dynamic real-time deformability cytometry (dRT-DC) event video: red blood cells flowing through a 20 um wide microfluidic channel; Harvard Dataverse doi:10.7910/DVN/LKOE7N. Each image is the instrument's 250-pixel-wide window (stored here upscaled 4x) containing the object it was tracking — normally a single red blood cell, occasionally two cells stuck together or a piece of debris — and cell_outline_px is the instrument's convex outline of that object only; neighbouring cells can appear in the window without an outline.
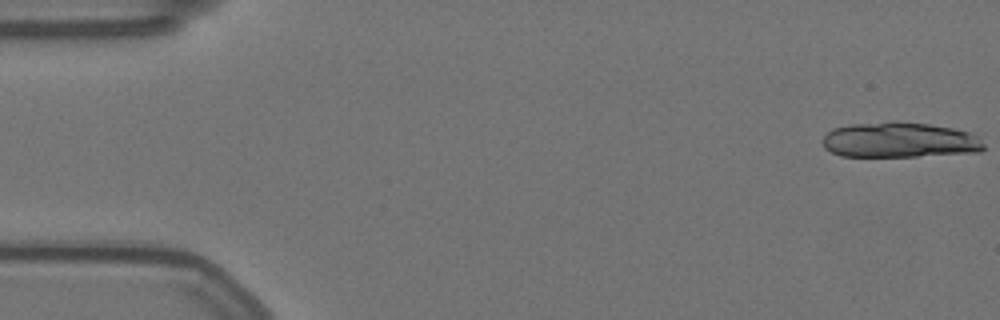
{"species": "Egyptian fruit bat (a non-hibernating species)", "species_latin": "Rousettus aegyptiacus", "temperature_condition": "warm", "stored_images_in_passage": 18, "camera_frame_rate_fps": 3000, "um_per_image_px": 0.085, "animal": {"sex": "female"}, "frame": {"image": 1, "passage_image": 1, "time_ms": 0.0, "image_size_px": [1000, 320], "cell_outline_px": [[984, 148], [980, 152], [916, 156], [840, 156], [824, 148], [824, 136], [832, 128], [852, 124], [928, 124], [952, 128], [968, 132], [976, 136], [984, 144]], "centroid_in_image_um": [76.47, 11.94], "position_along_channel_um": 8.5, "area_um2": 32.14}}